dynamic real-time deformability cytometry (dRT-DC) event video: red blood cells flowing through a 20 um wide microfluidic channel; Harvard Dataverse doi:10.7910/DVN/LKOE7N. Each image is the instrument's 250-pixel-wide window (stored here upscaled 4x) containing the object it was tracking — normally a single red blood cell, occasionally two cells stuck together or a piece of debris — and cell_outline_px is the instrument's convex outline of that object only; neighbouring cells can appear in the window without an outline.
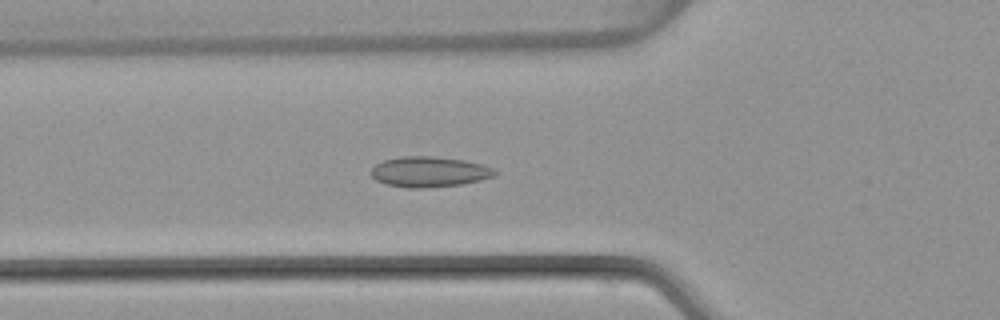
{"species": "common noctule bat (a hibernating species)", "species_latin": "Nyctalus noctula", "temperature_condition": "warm", "stored_images_in_passage": 51, "camera_frame_rate_fps": 3000, "um_per_image_px": 0.085, "animal": {"sex": "female", "body_mass_g": 22.7, "forearm_length_mm": 54.2}, "frame": {"image": 1, "passage_image": 18, "time_ms": 5.667, "image_size_px": [1000, 320], "cell_outline_px": [[496, 172], [492, 176], [480, 180], [464, 184], [424, 188], [408, 188], [388, 184], [376, 180], [372, 176], [372, 168], [376, 164], [384, 160], [400, 156], [432, 156], [464, 160], [480, 164], [492, 168]], "centroid_in_image_um": [36.46, 14.6], "position_along_channel_um": 89.3, "area_um2": 21.73}}
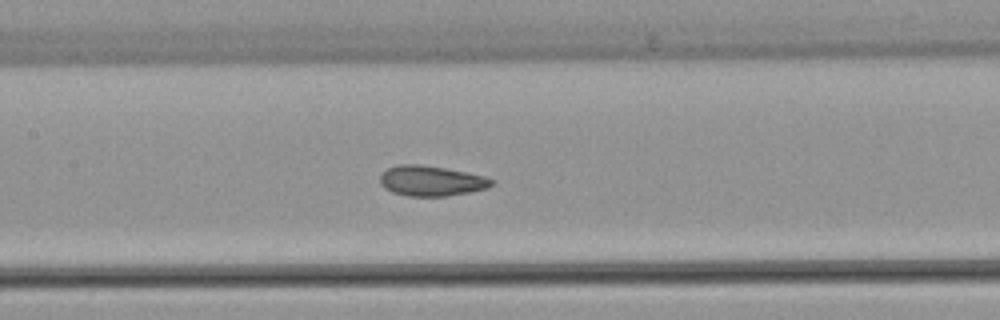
{"frame": {"image": 2, "passage_image": 24, "time_ms": 7.667, "image_size_px": [1000, 320], "cell_outline_px": [[496, 184], [488, 188], [468, 192], [444, 196], [408, 196], [392, 192], [384, 188], [380, 184], [380, 172], [388, 168], [400, 164], [420, 164], [444, 168], [484, 176], [496, 180]], "centroid_in_image_um": [36.65, 15.37], "position_along_channel_um": 170.8, "area_um2": 19.77}}
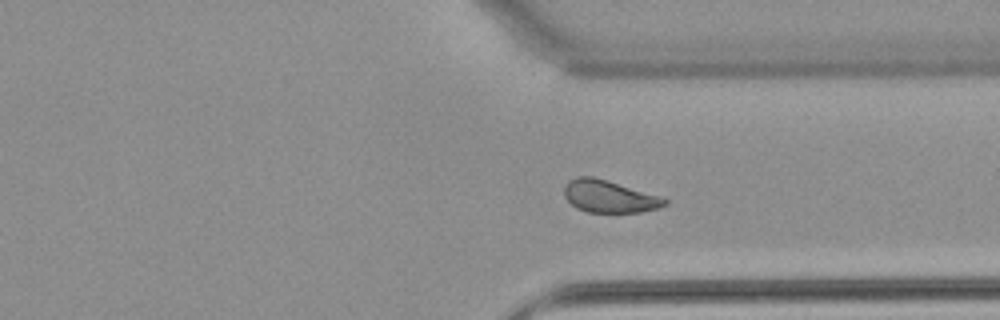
{"frame": {"image": 3, "passage_image": 38, "time_ms": 12.333, "image_size_px": [1000, 320], "cell_outline_px": [[668, 204], [656, 208], [640, 212], [584, 212], [576, 208], [564, 196], [564, 188], [568, 180], [576, 176], [592, 176], [608, 180], [664, 196], [668, 200]], "centroid_in_image_um": [51.8, 16.68], "position_along_channel_um": 359.6, "area_um2": 19.25}, "authors_computed_cell_mechanics": {"area_um2": 20.4034, "velocity_mm_per_s": 4.0431, "shape_relaxation_time_tau1_ms": null, "shape_relaxation_time_tau2_ms": 1.2421, "deformation_change_tau1": null, "deformation_change_tau2": 0.072}}